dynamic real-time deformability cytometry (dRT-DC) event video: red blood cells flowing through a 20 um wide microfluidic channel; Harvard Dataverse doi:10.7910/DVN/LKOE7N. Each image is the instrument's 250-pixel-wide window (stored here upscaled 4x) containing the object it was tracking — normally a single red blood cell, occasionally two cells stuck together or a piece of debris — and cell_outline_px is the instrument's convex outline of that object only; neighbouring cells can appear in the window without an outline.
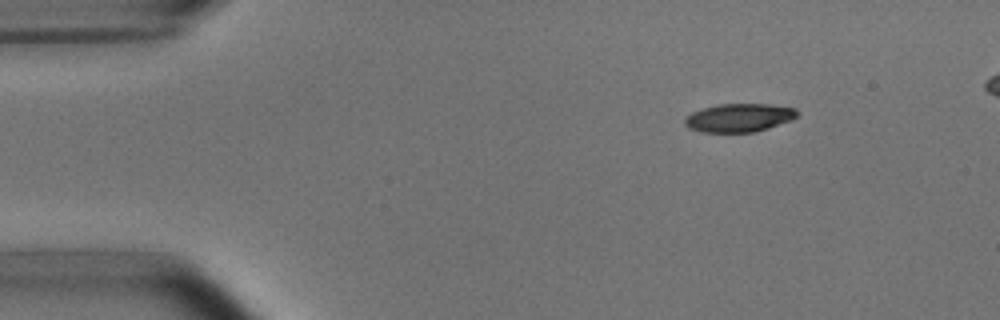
{"species": "common noctule bat (a hibernating species)", "species_latin": "Nyctalus noctula", "temperature_condition": "room temperature", "stored_images_in_passage": 5, "camera_frame_rate_fps": 3000, "um_per_image_px": 0.085, "animal": {"sex": "male", "body_mass_g": 15.6}, "frame": {"image": 1, "passage_image": 2, "time_ms": 1.0, "image_size_px": [1000, 320], "cell_outline_px": [[796, 116], [788, 120], [768, 128], [756, 132], [704, 132], [688, 128], [684, 124], [684, 120], [692, 112], [716, 104], [772, 104], [796, 108]], "centroid_in_image_um": [62.79, 10.0], "position_along_channel_um": 22.2, "area_um2": 18.38}}